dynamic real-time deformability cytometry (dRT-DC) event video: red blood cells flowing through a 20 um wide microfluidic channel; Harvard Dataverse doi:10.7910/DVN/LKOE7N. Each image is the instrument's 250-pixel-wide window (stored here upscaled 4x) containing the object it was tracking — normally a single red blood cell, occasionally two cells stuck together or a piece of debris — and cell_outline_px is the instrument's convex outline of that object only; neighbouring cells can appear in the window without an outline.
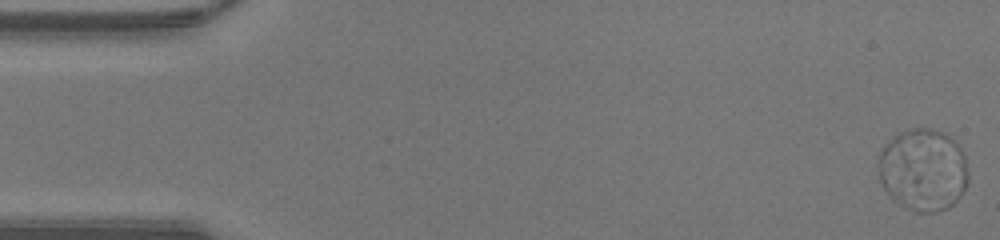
{"species": "human", "species_latin": "Homo sapiens", "temperature_condition": "warm", "stored_images_in_passage": 48, "camera_frame_rate_fps": 3000, "um_per_image_px": 0.085, "donor": {"sex": "male"}, "frame": {"image": 1, "passage_image": 1, "time_ms": 0.0, "image_size_px": [1000, 240], "cell_outline_px": [[968, 184], [960, 196], [948, 208], [932, 212], [916, 212], [904, 208], [892, 200], [884, 188], [876, 172], [876, 164], [880, 152], [900, 132], [912, 128], [932, 128], [948, 136], [960, 148], [964, 156], [968, 176]], "centroid_in_image_um": [78.43, 14.47], "position_along_channel_um": 6.6, "area_um2": 43.18}}
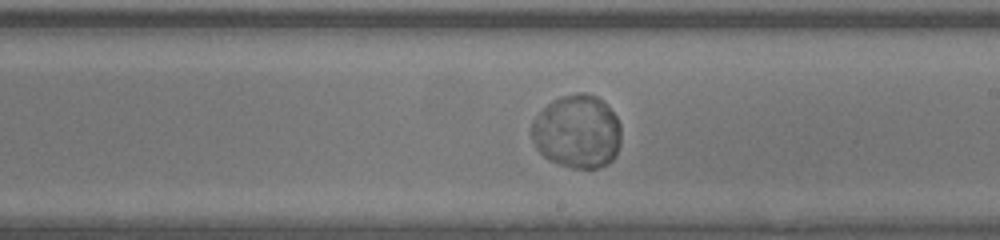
{"frame": {"image": 2, "passage_image": 28, "time_ms": 9.0, "image_size_px": [1000, 240], "cell_outline_px": [[620, 144], [616, 156], [608, 164], [600, 168], [572, 168], [548, 160], [536, 148], [532, 140], [532, 120], [552, 100], [560, 96], [576, 92], [584, 92], [596, 96], [616, 116], [620, 124]], "centroid_in_image_um": [49.06, 11.19], "position_along_channel_um": 239.9, "area_um2": 38.44}}
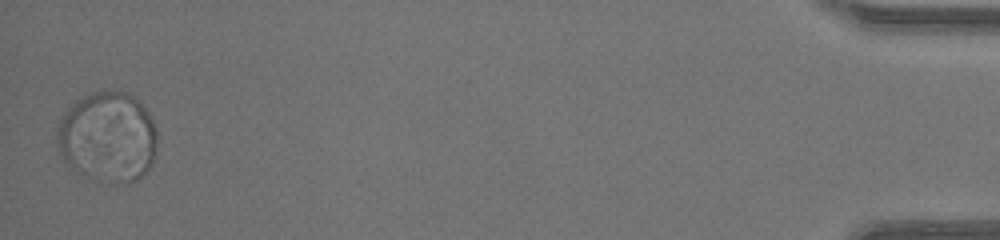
{"frame": {"image": 3, "passage_image": 48, "time_ms": 15.667, "image_size_px": [1000, 240], "cell_outline_px": [[156, 152], [152, 164], [144, 176], [136, 180], [124, 184], [108, 184], [96, 180], [80, 172], [68, 164], [64, 160], [56, 144], [56, 128], [64, 112], [72, 104], [88, 92], [104, 88], [120, 88], [136, 96], [152, 120], [156, 132]], "centroid_in_image_um": [9.16, 11.61], "position_along_channel_um": 426.0, "area_um2": 54.04}, "authors_computed_cell_mechanics": {"area_um2": 40.171, "velocity_mm_per_s": 4.2445, "shape_relaxation_time_tau1_ms": 1.6386, "shape_relaxation_time_tau2_ms": null, "deformation_change_tau1": 0.0163, "deformation_change_tau2": null}}